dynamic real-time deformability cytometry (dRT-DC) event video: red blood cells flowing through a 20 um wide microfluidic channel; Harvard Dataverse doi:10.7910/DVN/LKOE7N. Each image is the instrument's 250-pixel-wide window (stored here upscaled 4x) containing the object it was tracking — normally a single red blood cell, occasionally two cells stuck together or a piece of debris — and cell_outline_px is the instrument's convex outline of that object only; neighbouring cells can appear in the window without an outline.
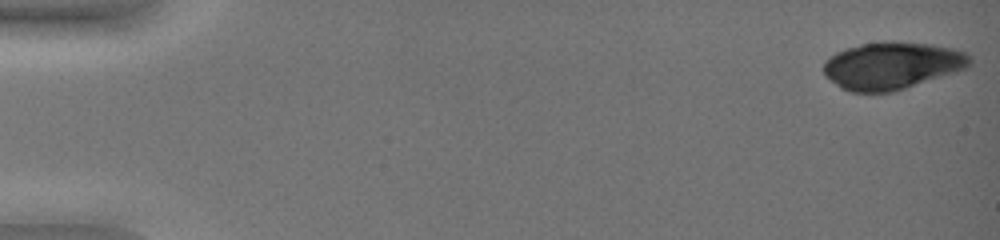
{"species": "common noctule bat (a hibernating species)", "species_latin": "Nyctalus noctula", "temperature_condition": "warm", "stored_images_in_passage": 51, "camera_frame_rate_fps": 3000, "um_per_image_px": 0.085, "animal": {"sex": "female", "body_mass_g": 19.0, "forearm_length_mm": 51.5}, "frame": {"image": 1, "passage_image": 1, "time_ms": 0.0, "image_size_px": [1000, 240], "cell_outline_px": [[972, 64], [968, 68], [956, 72], [892, 92], [848, 92], [840, 88], [824, 76], [824, 60], [836, 52], [860, 44], [892, 40], [932, 44], [952, 48], [968, 52], [972, 56]], "centroid_in_image_um": [75.84, 5.56], "position_along_channel_um": 9.2, "area_um2": 40.81}}